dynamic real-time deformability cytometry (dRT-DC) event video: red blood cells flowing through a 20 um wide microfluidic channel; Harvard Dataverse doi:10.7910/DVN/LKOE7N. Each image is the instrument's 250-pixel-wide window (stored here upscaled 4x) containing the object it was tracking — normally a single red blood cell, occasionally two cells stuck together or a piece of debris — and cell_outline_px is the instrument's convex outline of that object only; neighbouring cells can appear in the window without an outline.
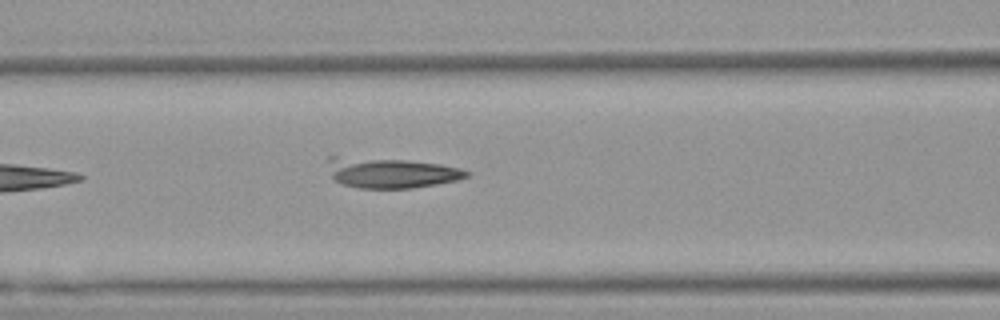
{"species": "Egyptian fruit bat (a non-hibernating species)", "species_latin": "Rousettus aegyptiacus", "temperature_condition": "warm", "stored_images_in_passage": 5, "camera_frame_rate_fps": 3000, "um_per_image_px": 0.085, "animal": {"sex": "female"}, "frame": {"image": 1, "passage_image": 3, "time_ms": 0.667, "image_size_px": [1000, 320], "cell_outline_px": [[472, 172], [468, 176], [456, 180], [436, 184], [412, 188], [360, 188], [344, 184], [336, 180], [332, 176], [328, 160], [328, 156], [336, 156], [404, 160], [440, 164], [460, 168]], "centroid_in_image_um": [33.25, 14.68], "position_along_channel_um": 133.4, "area_um2": 24.16}}